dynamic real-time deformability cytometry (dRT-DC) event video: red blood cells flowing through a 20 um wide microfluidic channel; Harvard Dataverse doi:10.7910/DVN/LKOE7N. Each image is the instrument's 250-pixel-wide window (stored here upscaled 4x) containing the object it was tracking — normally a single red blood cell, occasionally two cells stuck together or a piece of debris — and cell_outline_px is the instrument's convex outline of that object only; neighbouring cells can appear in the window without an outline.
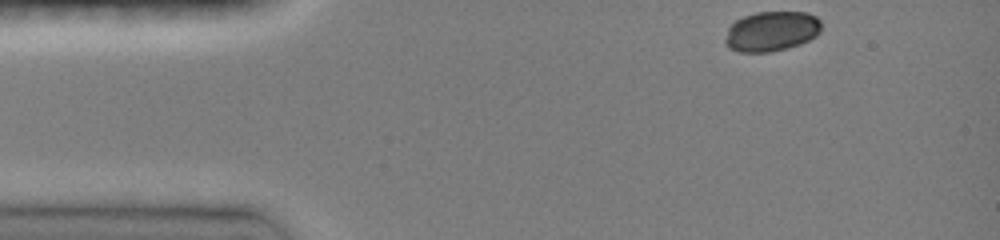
{"species": "common noctule bat (a hibernating species)", "species_latin": "Nyctalus noctula", "temperature_condition": "room temperature", "stored_images_in_passage": 37, "camera_frame_rate_fps": 3000, "um_per_image_px": 0.085, "animal": {"sex": "female", "body_mass_g": 19.0, "forearm_length_mm": 51.5}, "frame": {"image": 1, "passage_image": 1, "time_ms": 0.0, "image_size_px": [1000, 240], "cell_outline_px": [[820, 32], [816, 36], [800, 44], [788, 48], [768, 52], [740, 52], [728, 48], [724, 44], [724, 40], [728, 28], [736, 20], [744, 16], [756, 12], [804, 12], [816, 16], [820, 20]], "centroid_in_image_um": [65.56, 2.66], "position_along_channel_um": 19.4, "area_um2": 22.48}}
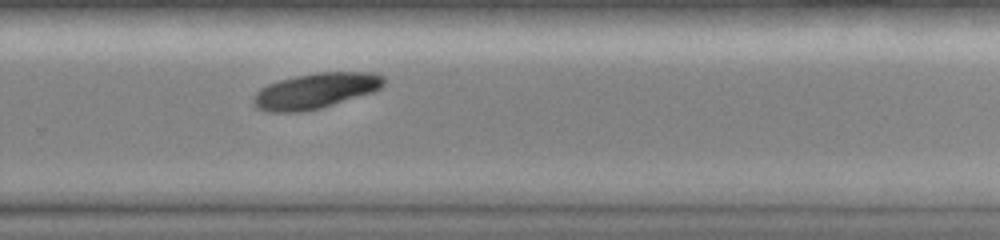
{"frame": {"image": 2, "passage_image": 27, "time_ms": 8.667, "image_size_px": [1000, 240], "cell_outline_px": [[384, 84], [380, 88], [372, 92], [320, 108], [304, 112], [268, 112], [256, 108], [252, 100], [256, 92], [260, 88], [268, 84], [280, 80], [296, 76], [316, 72], [376, 72], [384, 76]], "centroid_in_image_um": [26.8, 7.72], "position_along_channel_um": 303.0, "area_um2": 26.99}}
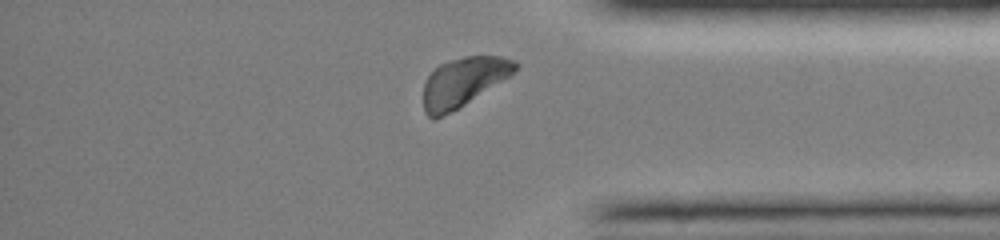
{"frame": {"image": 3, "passage_image": 34, "time_ms": 11.0, "image_size_px": [1000, 240], "cell_outline_px": [[520, 64], [508, 76], [464, 104], [436, 120], [432, 120], [424, 112], [424, 84], [428, 76], [440, 64], [464, 56], [500, 56], [516, 60]], "centroid_in_image_um": [39.35, 6.97], "position_along_channel_um": 395.8, "area_um2": 25.66}, "authors_computed_cell_mechanics": {"area_um2": 26.6458, "velocity_mm_per_s": 4.0996, "shape_relaxation_time_tau1_ms": 0.8216, "shape_relaxation_time_tau2_ms": null, "deformation_change_tau1": 0.0138, "deformation_change_tau2": null}}